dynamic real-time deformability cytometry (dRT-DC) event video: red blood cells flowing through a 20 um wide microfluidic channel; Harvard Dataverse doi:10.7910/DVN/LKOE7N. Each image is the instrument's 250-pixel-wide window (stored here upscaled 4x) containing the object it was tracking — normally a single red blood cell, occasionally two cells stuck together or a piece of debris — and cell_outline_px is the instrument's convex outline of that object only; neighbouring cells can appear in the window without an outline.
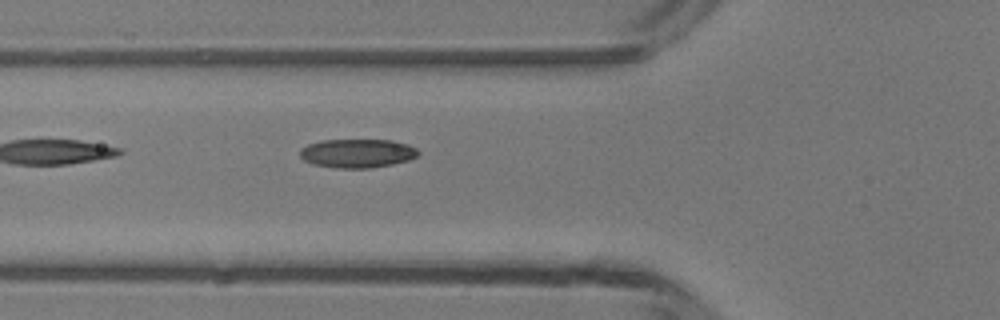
{"species": "common noctule bat (a hibernating species)", "species_latin": "Nyctalus noctula", "temperature_condition": "room temperature", "stored_images_in_passage": 4, "camera_frame_rate_fps": 3000, "um_per_image_px": 0.085, "animal": {"sex": "male", "body_mass_g": 13.3}, "frame": {"image": 1, "passage_image": 4, "time_ms": 3.333, "image_size_px": [1000, 320], "cell_outline_px": [[420, 152], [416, 156], [408, 160], [392, 164], [372, 168], [336, 168], [312, 164], [304, 160], [300, 156], [300, 148], [308, 144], [320, 140], [392, 140], [408, 144], [416, 148]], "centroid_in_image_um": [30.35, 13.03], "position_along_channel_um": 95.4, "area_um2": 19.94}}